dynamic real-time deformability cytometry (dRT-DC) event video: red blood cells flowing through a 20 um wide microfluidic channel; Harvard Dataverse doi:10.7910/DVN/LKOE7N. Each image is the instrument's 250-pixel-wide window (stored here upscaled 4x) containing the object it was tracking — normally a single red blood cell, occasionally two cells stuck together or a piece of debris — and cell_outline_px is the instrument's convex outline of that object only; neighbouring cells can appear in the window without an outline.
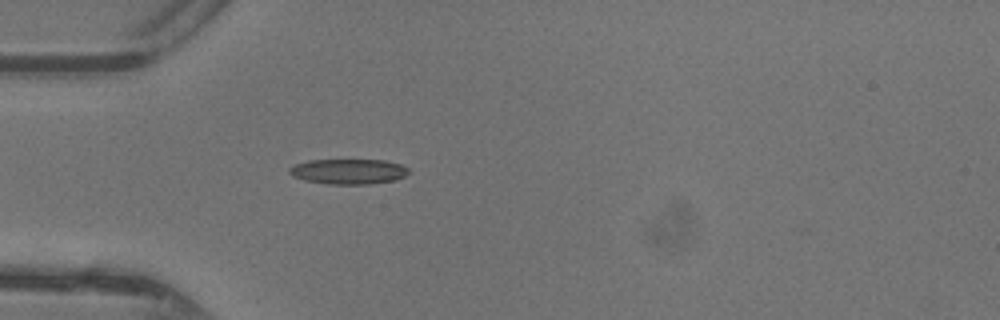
{"species": "common noctule bat (a hibernating species)", "species_latin": "Nyctalus noctula", "temperature_condition": "warm", "stored_images_in_passage": 16, "camera_frame_rate_fps": 3000, "um_per_image_px": 0.085, "animal": {"sex": "female"}, "frame": {"image": 1, "passage_image": 1, "time_ms": 0.0, "image_size_px": [1000, 320], "cell_outline_px": [[408, 172], [404, 176], [396, 180], [368, 184], [328, 184], [304, 180], [292, 176], [288, 172], [288, 168], [296, 164], [308, 160], [384, 160], [400, 164], [408, 168]], "centroid_in_image_um": [29.59, 14.58], "position_along_channel_um": 55.4, "area_um2": 17.51}}
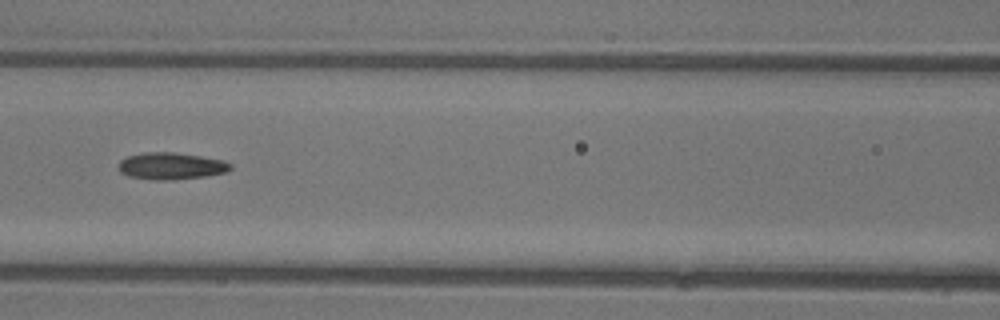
{"frame": {"image": 2, "passage_image": 8, "time_ms": 2.333, "image_size_px": [1000, 320], "cell_outline_px": [[232, 168], [228, 172], [204, 176], [172, 180], [156, 180], [128, 176], [120, 172], [120, 160], [128, 156], [144, 152], [172, 152], [200, 156], [224, 160], [232, 164]], "centroid_in_image_um": [14.57, 14.11], "position_along_channel_um": 152.0, "area_um2": 17.51}}
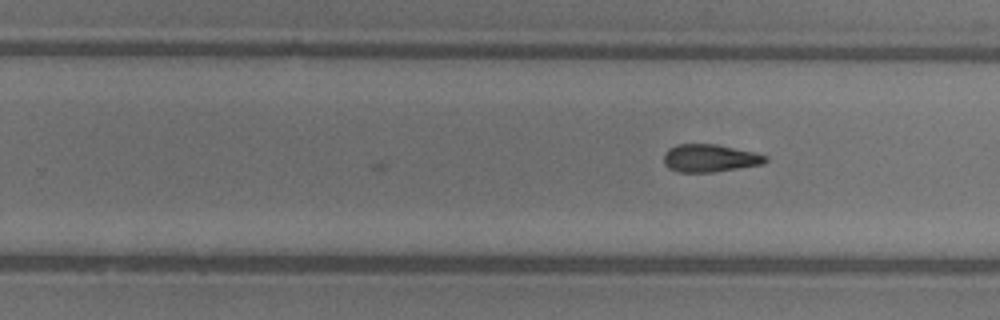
{"frame": {"image": 3, "passage_image": 16, "time_ms": 5.0, "image_size_px": [1000, 320], "cell_outline_px": [[768, 160], [764, 164], [712, 172], [676, 172], [668, 168], [664, 164], [664, 152], [668, 148], [676, 144], [716, 144], [756, 152], [768, 156]], "centroid_in_image_um": [60.33, 13.44], "position_along_channel_um": 269.5, "area_um2": 16.65}}